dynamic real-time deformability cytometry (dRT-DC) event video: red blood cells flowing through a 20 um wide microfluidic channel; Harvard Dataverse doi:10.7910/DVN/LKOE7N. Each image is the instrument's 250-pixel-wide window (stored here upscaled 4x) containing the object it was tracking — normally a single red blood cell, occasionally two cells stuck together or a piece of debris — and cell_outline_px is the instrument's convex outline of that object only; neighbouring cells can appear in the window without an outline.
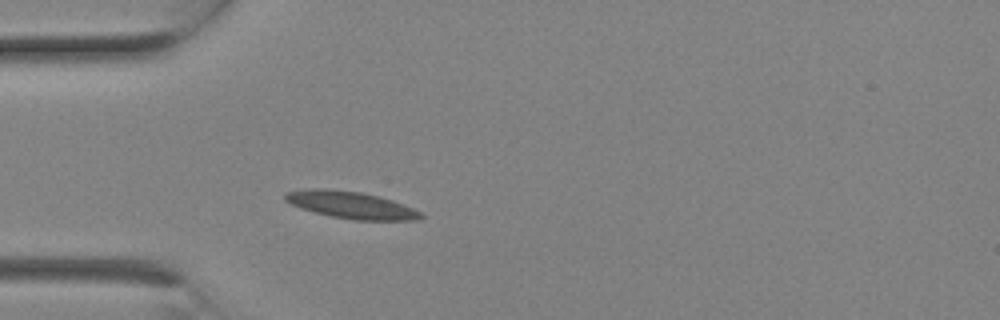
{"species": "Egyptian fruit bat (a non-hibernating species)", "species_latin": "Rousettus aegyptiacus", "temperature_condition": "room temperature", "stored_images_in_passage": 2, "camera_frame_rate_fps": 3000, "um_per_image_px": 0.085, "animal": {"sex": "female"}, "frame": {"image": 1, "passage_image": 2, "time_ms": 0.333, "image_size_px": [1000, 320], "cell_outline_px": [[424, 216], [420, 220], [352, 220], [332, 216], [300, 208], [284, 200], [284, 192], [308, 188], [328, 188], [360, 192], [380, 196], [392, 200], [424, 212]], "centroid_in_image_um": [29.85, 17.42], "position_along_channel_um": 55.1, "area_um2": 21.62}}